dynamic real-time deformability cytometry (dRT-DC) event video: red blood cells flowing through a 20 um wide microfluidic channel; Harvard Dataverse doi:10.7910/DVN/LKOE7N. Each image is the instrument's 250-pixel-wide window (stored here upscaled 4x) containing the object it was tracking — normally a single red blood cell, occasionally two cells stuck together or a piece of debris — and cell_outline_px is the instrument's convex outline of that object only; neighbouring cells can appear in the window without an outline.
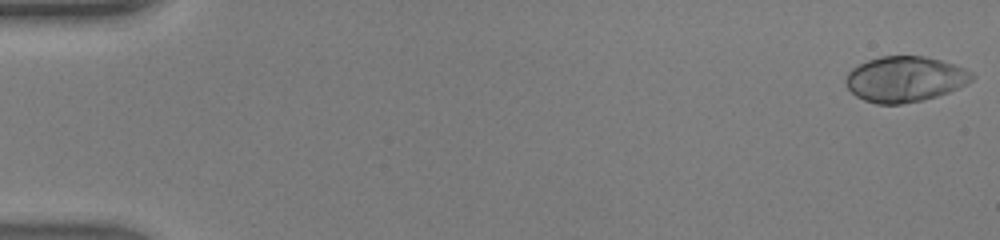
{"species": "human", "species_latin": "Homo sapiens", "temperature_condition": "warm", "stored_images_in_passage": 47, "camera_frame_rate_fps": 3000, "um_per_image_px": 0.085, "donor": {"sex": "male"}, "frame": {"image": 1, "passage_image": 1, "time_ms": 0.0, "image_size_px": [1000, 240], "cell_outline_px": [[976, 76], [972, 80], [948, 92], [936, 96], [920, 100], [900, 104], [876, 104], [864, 100], [856, 96], [844, 84], [844, 80], [848, 72], [852, 68], [868, 60], [880, 56], [924, 56], [940, 60], [964, 68], [972, 72]], "centroid_in_image_um": [76.88, 6.72], "position_along_channel_um": 8.1, "area_um2": 33.29}}
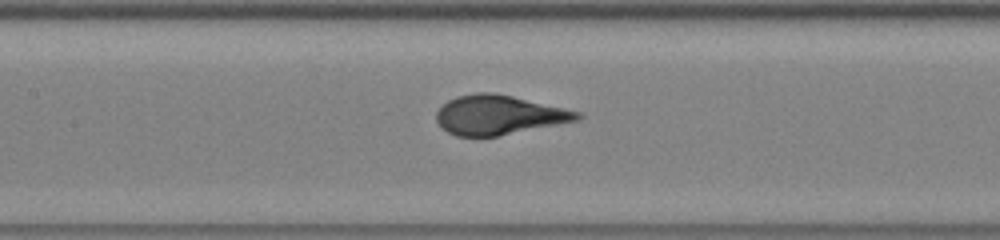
{"frame": {"image": 2, "passage_image": 23, "time_ms": 7.333, "image_size_px": [1000, 240], "cell_outline_px": [[584, 116], [580, 120], [496, 136], [456, 136], [448, 132], [436, 120], [436, 112], [448, 100], [456, 96], [476, 92], [492, 92], [512, 96], [564, 108], [580, 112]], "centroid_in_image_um": [42.41, 9.76], "position_along_channel_um": 165.0, "area_um2": 32.08}}
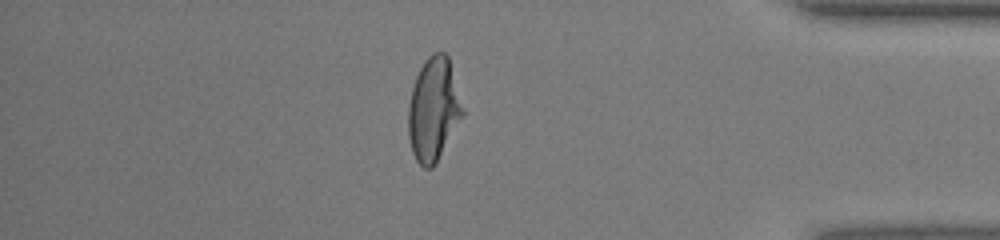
{"frame": {"image": 3, "passage_image": 41, "time_ms": 13.333, "image_size_px": [1000, 240], "cell_outline_px": [[464, 116], [436, 164], [432, 168], [424, 168], [416, 160], [412, 152], [408, 136], [408, 104], [412, 88], [416, 76], [424, 60], [432, 52], [444, 52], [448, 56], [464, 108]], "centroid_in_image_um": [36.85, 9.31], "position_along_channel_um": 398.3, "area_um2": 33.12}}